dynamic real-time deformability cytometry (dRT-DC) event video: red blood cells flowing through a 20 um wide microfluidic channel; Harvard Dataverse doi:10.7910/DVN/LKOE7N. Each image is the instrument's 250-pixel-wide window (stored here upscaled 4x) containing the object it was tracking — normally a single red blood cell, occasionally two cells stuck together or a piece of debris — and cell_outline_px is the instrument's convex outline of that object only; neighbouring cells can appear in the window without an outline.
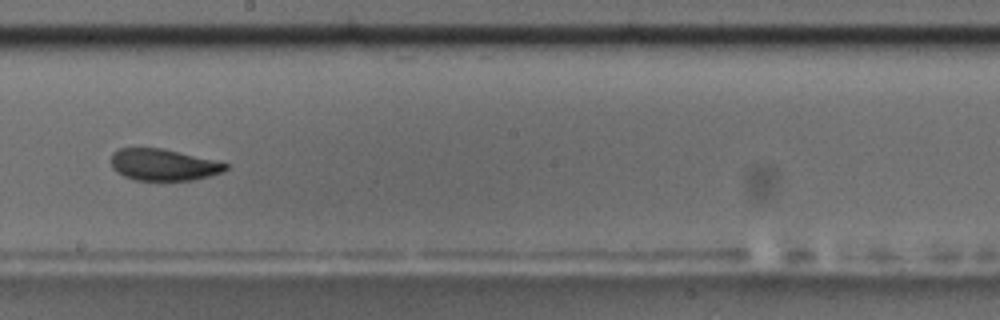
{"species": "common noctule bat (a hibernating species)", "species_latin": "Nyctalus noctula", "temperature_condition": "room temperature", "stored_images_in_passage": 54, "camera_frame_rate_fps": 3000, "um_per_image_px": 0.085, "animal": {"sex": "male", "body_mass_g": 17.5, "forearm_length_mm": 52.3}, "frame": {"image": 1, "passage_image": 31, "time_ms": 10.0, "image_size_px": [1000, 320], "cell_outline_px": [[228, 168], [224, 172], [192, 180], [136, 180], [124, 176], [116, 172], [112, 168], [112, 152], [120, 148], [160, 148], [216, 160], [228, 164]], "centroid_in_image_um": [13.89, 14.0], "position_along_channel_um": 234.3, "area_um2": 21.04}}
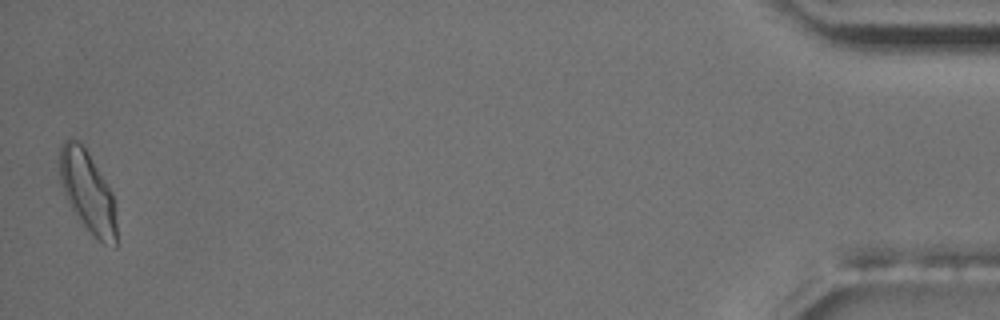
{"frame": {"image": 2, "passage_image": 54, "time_ms": 17.667, "image_size_px": [1000, 320], "cell_outline_px": [[116, 248], [104, 244], [80, 224], [64, 192], [60, 180], [60, 148], [64, 140], [72, 136], [80, 140], [108, 184], [112, 192], [116, 220]], "centroid_in_image_um": [7.45, 16.29], "position_along_channel_um": 427.7, "area_um2": 27.05}, "authors_computed_cell_mechanics": {"area_um2": 21.8195, "velocity_mm_per_s": 3.6993, "shape_relaxation_time_tau1_ms": 5.3046, "shape_relaxation_time_tau2_ms": 1.6299, "deformation_change_tau1": 0.1595, "deformation_change_tau2": 0.0785}}